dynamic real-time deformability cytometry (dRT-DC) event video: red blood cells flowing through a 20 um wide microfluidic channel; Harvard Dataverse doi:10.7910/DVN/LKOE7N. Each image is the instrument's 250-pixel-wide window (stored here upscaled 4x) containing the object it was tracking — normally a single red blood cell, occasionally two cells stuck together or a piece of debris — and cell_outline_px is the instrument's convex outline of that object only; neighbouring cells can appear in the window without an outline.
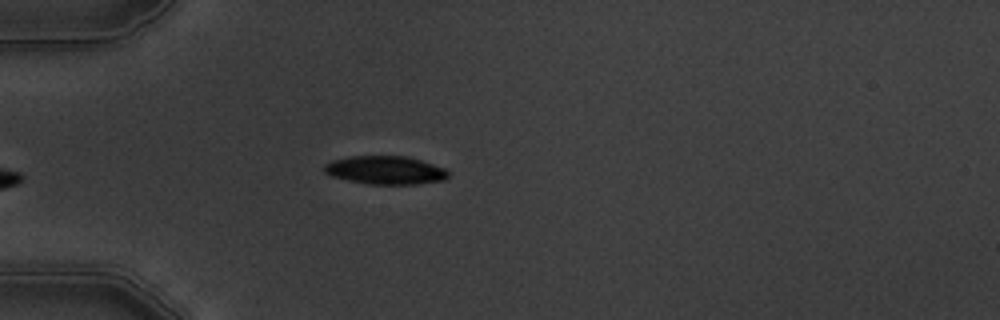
{"species": "common noctule bat (a hibernating species)", "species_latin": "Nyctalus noctula", "temperature_condition": "warm", "stored_images_in_passage": 3, "camera_frame_rate_fps": 3000, "um_per_image_px": 0.085, "animal": {"sex": "male", "body_mass_g": 19.5, "forearm_length_mm": 54.6}, "frame": {"image": 1, "passage_image": 3, "time_ms": 2.333, "image_size_px": [1000, 320], "cell_outline_px": [[448, 176], [444, 180], [416, 184], [368, 184], [348, 180], [332, 176], [324, 172], [324, 164], [332, 160], [352, 156], [408, 156], [444, 168], [448, 172]], "centroid_in_image_um": [32.74, 14.46], "position_along_channel_um": 52.3, "area_um2": 20.35}}